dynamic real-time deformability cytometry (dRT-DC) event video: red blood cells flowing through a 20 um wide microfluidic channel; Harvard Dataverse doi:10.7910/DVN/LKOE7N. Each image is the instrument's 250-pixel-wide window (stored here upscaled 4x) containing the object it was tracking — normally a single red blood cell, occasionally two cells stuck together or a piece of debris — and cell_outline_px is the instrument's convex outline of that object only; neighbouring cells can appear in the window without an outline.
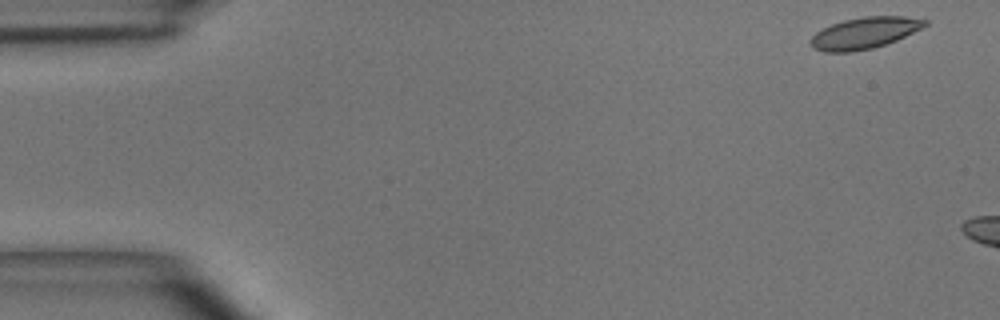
{"species": "common noctule bat (a hibernating species)", "species_latin": "Nyctalus noctula", "temperature_condition": "room temperature", "stored_images_in_passage": 5, "camera_frame_rate_fps": 3000, "um_per_image_px": 0.085, "animal": {"sex": "male", "body_mass_g": 15.6}, "frame": {"image": 1, "passage_image": 1, "time_ms": 0.0, "image_size_px": [1000, 320], "cell_outline_px": [[928, 24], [896, 40], [872, 48], [852, 52], [824, 52], [812, 48], [808, 40], [816, 32], [832, 24], [844, 20], [864, 16], [904, 16], [928, 20]], "centroid_in_image_um": [73.43, 2.81], "position_along_channel_um": 11.6, "area_um2": 20.81}}